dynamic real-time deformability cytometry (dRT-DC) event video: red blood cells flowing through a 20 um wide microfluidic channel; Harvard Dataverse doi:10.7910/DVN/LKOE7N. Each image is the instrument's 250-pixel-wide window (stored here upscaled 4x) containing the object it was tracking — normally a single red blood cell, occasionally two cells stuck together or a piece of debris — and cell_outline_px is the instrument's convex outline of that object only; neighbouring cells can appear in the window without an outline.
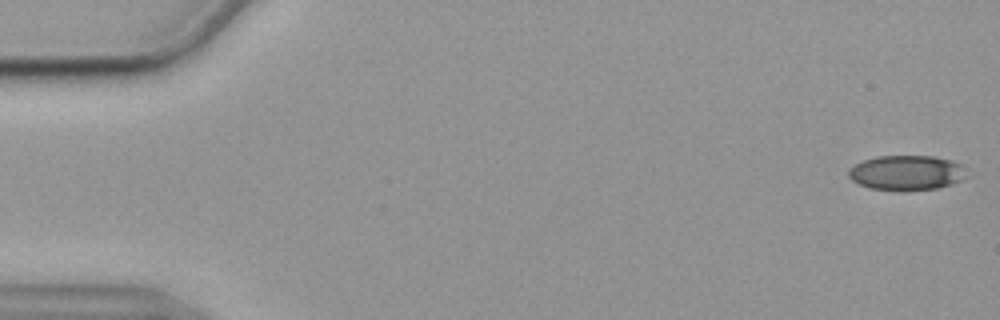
{"species": "common noctule bat (a hibernating species)", "species_latin": "Nyctalus noctula", "temperature_condition": "cold", "stored_images_in_passage": 57, "camera_frame_rate_fps": 3000, "um_per_image_px": 0.085, "animal": {"sex": "female", "body_mass_g": 19.9}, "frame": {"image": 1, "passage_image": 2, "time_ms": 0.333, "image_size_px": [1000, 320], "cell_outline_px": [[964, 164], [960, 180], [952, 184], [936, 188], [904, 192], [900, 192], [872, 188], [860, 184], [852, 180], [848, 176], [848, 168], [864, 160], [876, 156], [932, 156], [952, 160]], "centroid_in_image_um": [77.01, 14.69], "position_along_channel_um": 8.0, "area_um2": 24.04}}
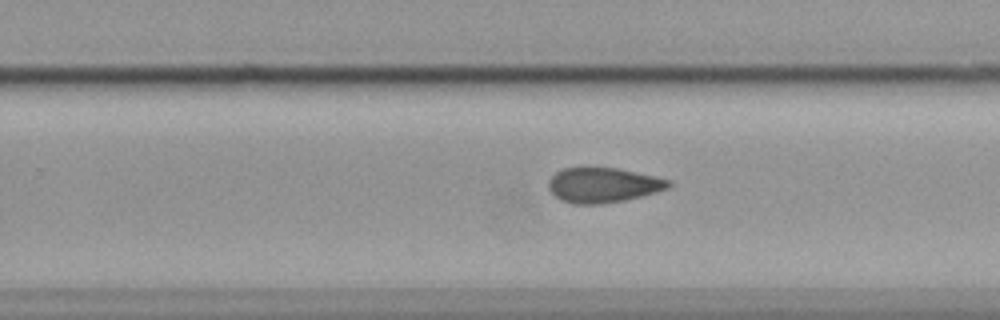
{"frame": {"image": 2, "passage_image": 36, "time_ms": 11.667, "image_size_px": [1000, 320], "cell_outline_px": [[672, 184], [668, 188], [656, 192], [624, 200], [604, 204], [572, 204], [560, 200], [548, 188], [548, 180], [556, 172], [564, 168], [616, 168], [656, 176], [668, 180]], "centroid_in_image_um": [51.24, 15.74], "position_along_channel_um": 278.6, "area_um2": 24.33}}
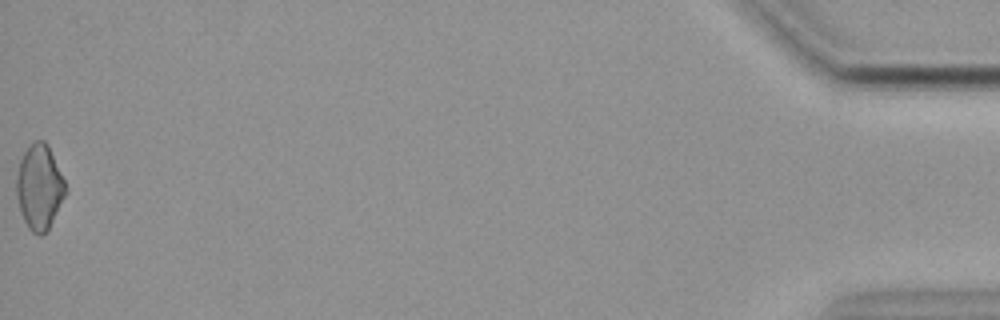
{"frame": {"image": 3, "passage_image": 57, "time_ms": 18.667, "image_size_px": [1000, 320], "cell_outline_px": [[68, 192], [48, 232], [40, 236], [32, 232], [28, 228], [20, 212], [16, 196], [16, 176], [20, 160], [28, 144], [32, 140], [44, 140], [48, 144], [64, 180]], "centroid_in_image_um": [3.35, 15.92], "position_along_channel_um": 431.8, "area_um2": 24.85}, "authors_computed_cell_mechanics": {"area_um2": 24.7962, "velocity_mm_per_s": 3.5784, "shape_relaxation_time_tau1_ms": 8.1202, "shape_relaxation_time_tau2_ms": 7.0114, "deformation_change_tau1": 0.1051, "deformation_change_tau2": 0.1317}}